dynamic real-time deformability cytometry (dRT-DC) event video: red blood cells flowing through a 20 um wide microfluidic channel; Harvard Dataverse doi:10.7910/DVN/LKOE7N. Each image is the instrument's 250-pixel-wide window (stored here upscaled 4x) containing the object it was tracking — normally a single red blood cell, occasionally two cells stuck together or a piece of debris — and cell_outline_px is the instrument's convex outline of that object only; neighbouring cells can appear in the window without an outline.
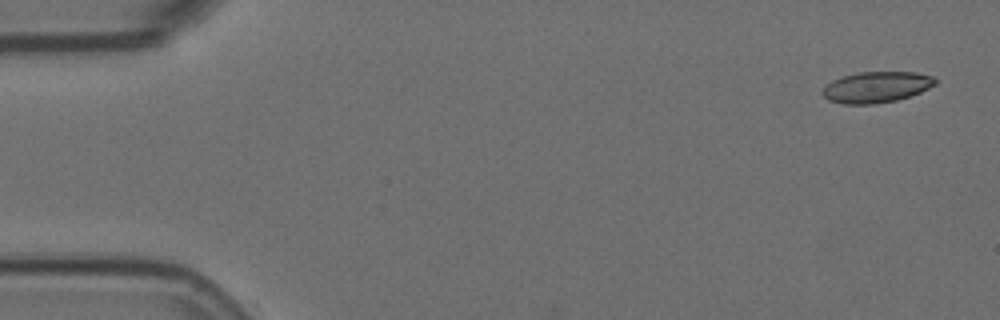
{"species": "Egyptian fruit bat (a non-hibernating species)", "species_latin": "Rousettus aegyptiacus", "temperature_condition": "room temperature", "stored_images_in_passage": 6, "camera_frame_rate_fps": 3000, "um_per_image_px": 0.085, "animal": {"sex": "female"}, "frame": {"image": 1, "passage_image": 1, "time_ms": 0.0, "image_size_px": [1000, 320], "cell_outline_px": [[936, 84], [920, 92], [896, 100], [872, 104], [844, 104], [828, 100], [820, 92], [832, 80], [840, 76], [860, 72], [916, 72], [932, 76], [936, 80]], "centroid_in_image_um": [74.47, 7.4], "position_along_channel_um": 10.5, "area_um2": 20.29}}
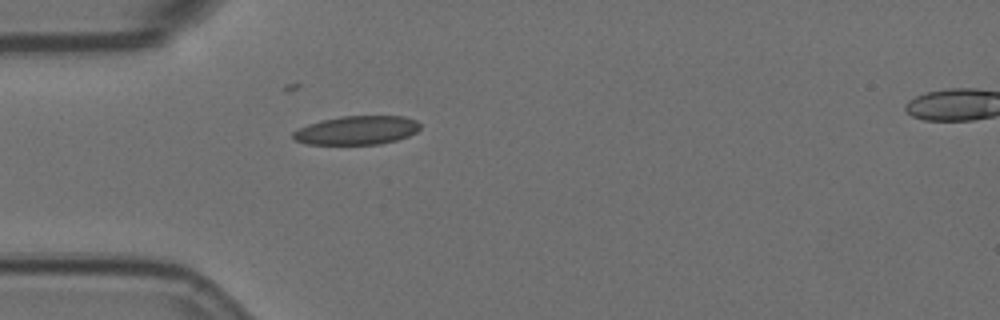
{"frame": {"image": 2, "passage_image": 5, "time_ms": 1.333, "image_size_px": [1000, 320], "cell_outline_px": [[420, 128], [416, 132], [408, 136], [396, 140], [380, 144], [304, 144], [296, 140], [292, 136], [292, 132], [296, 128], [308, 124], [324, 120], [344, 116], [404, 116], [416, 120], [420, 124]], "centroid_in_image_um": [30.32, 11.07], "position_along_channel_um": 54.7, "area_um2": 21.27}}